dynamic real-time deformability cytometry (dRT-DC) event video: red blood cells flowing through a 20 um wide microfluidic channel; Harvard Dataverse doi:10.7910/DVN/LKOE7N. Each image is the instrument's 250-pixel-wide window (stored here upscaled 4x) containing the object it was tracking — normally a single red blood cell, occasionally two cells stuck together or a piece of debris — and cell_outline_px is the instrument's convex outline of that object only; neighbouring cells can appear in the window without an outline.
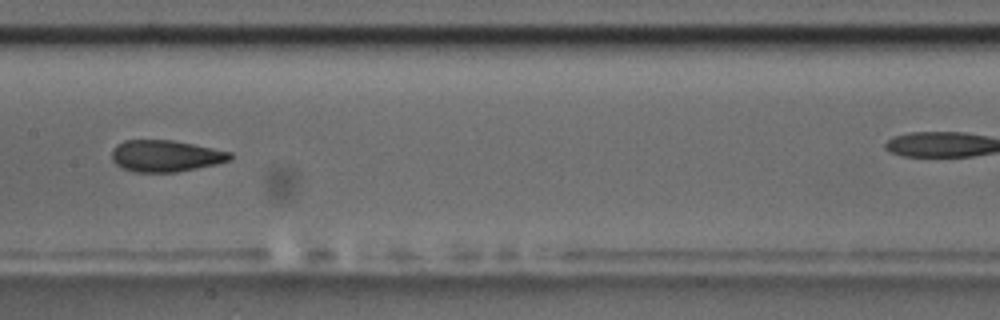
{"species": "common noctule bat (a hibernating species)", "species_latin": "Nyctalus noctula", "temperature_condition": "room temperature", "stored_images_in_passage": 10, "camera_frame_rate_fps": 3000, "um_per_image_px": 0.085, "animal": {"sex": "male", "body_mass_g": 17.5, "forearm_length_mm": 52.3}, "frame": {"image": 1, "passage_image": 9, "time_ms": 2.667, "image_size_px": [1000, 320], "cell_outline_px": [[232, 160], [216, 164], [176, 172], [132, 172], [120, 168], [112, 160], [112, 148], [116, 144], [124, 140], [172, 140], [232, 152]], "centroid_in_image_um": [14.04, 13.26], "position_along_channel_um": 193.4, "area_um2": 21.91}}